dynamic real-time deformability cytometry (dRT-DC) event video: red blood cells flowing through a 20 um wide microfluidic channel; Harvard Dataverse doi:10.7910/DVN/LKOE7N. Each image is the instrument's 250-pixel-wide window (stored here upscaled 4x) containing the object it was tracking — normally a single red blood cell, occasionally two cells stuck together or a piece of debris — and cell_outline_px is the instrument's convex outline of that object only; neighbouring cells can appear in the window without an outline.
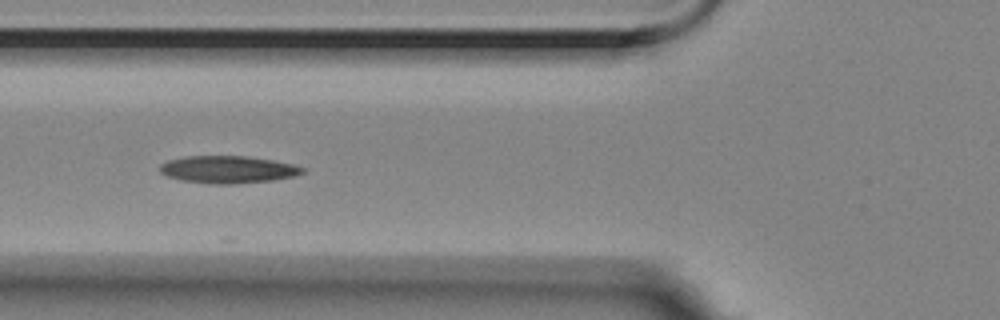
{"species": "Egyptian fruit bat (a non-hibernating species)", "species_latin": "Rousettus aegyptiacus", "temperature_condition": "room temperature", "stored_images_in_passage": 11, "camera_frame_rate_fps": 3000, "um_per_image_px": 0.085, "animal": {"sex": "female"}, "frame": {"image": 1, "passage_image": 5, "time_ms": 1.333, "image_size_px": [1000, 320], "cell_outline_px": [[304, 172], [292, 176], [272, 180], [232, 184], [212, 184], [180, 180], [168, 176], [160, 172], [160, 164], [168, 160], [184, 156], [248, 156], [272, 160], [292, 164], [304, 168]], "centroid_in_image_um": [19.33, 14.4], "position_along_channel_um": 106.5, "area_um2": 22.6}}
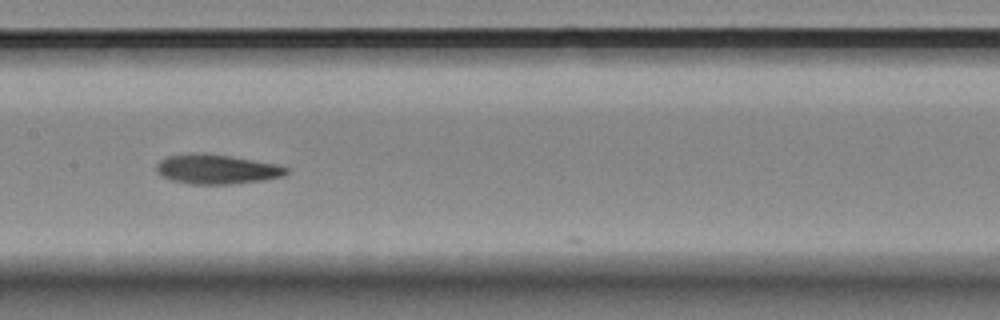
{"frame": {"image": 2, "passage_image": 7, "time_ms": 2.0, "image_size_px": [1000, 320], "cell_outline_px": [[288, 172], [284, 176], [264, 180], [232, 184], [188, 184], [172, 180], [160, 176], [156, 172], [156, 164], [160, 160], [168, 156], [188, 152], [204, 152], [280, 164], [288, 168]], "centroid_in_image_um": [18.4, 14.37], "position_along_channel_um": 189.0, "area_um2": 22.83}}
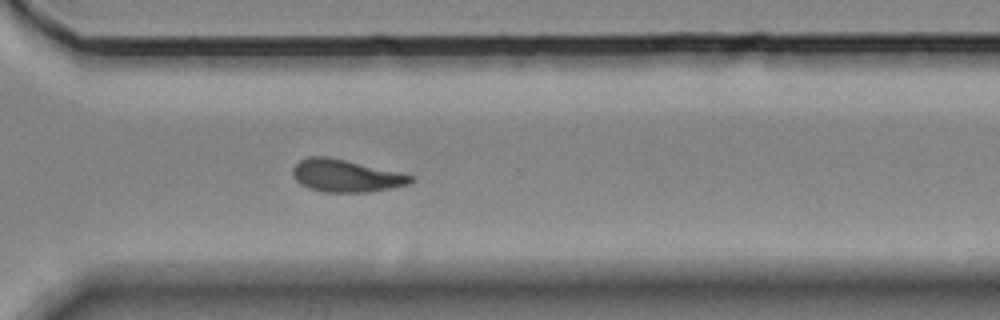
{"frame": {"image": 3, "passage_image": 11, "time_ms": 3.333, "image_size_px": [1000, 320], "cell_outline_px": [[416, 180], [408, 184], [392, 188], [368, 192], [324, 192], [308, 188], [300, 184], [292, 176], [292, 168], [300, 160], [308, 156], [328, 156], [400, 172], [416, 176]], "centroid_in_image_um": [29.41, 14.94], "position_along_channel_um": 341.2, "area_um2": 22.54}}